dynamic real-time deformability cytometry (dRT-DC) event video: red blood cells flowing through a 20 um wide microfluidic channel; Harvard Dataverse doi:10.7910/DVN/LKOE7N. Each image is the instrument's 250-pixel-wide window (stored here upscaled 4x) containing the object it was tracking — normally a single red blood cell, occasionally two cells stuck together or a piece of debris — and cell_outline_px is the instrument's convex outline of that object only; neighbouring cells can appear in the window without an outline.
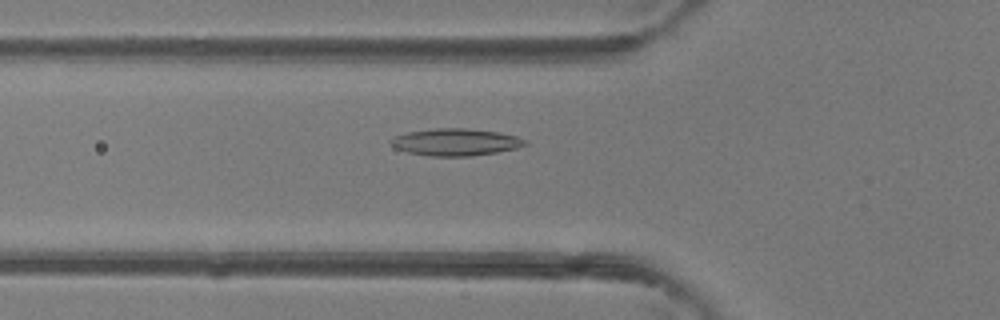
{"species": "common noctule bat (a hibernating species)", "species_latin": "Nyctalus noctula", "temperature_condition": "room temperature", "stored_images_in_passage": 47, "camera_frame_rate_fps": 3000, "um_per_image_px": 0.085, "animal": {"sex": "female"}, "frame": {"image": 1, "passage_image": 17, "time_ms": 5.333, "image_size_px": [1000, 320], "cell_outline_px": [[528, 144], [516, 148], [496, 152], [472, 156], [432, 156], [408, 152], [396, 148], [388, 140], [396, 136], [408, 132], [436, 128], [468, 128], [496, 132], [516, 136], [524, 140]], "centroid_in_image_um": [38.72, 12.08], "position_along_channel_um": 87.1, "area_um2": 20.92}}
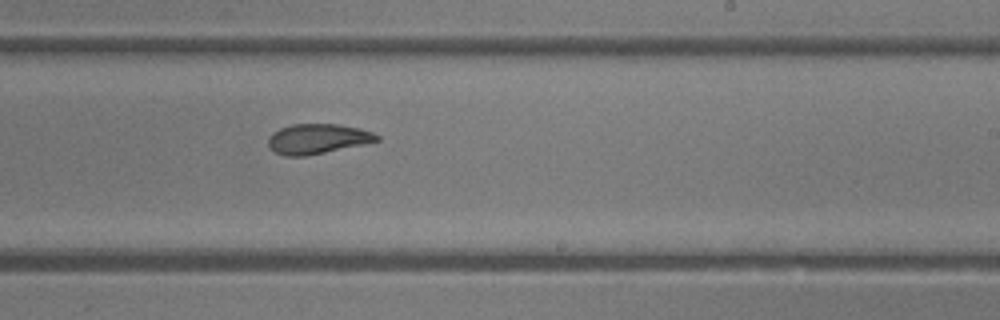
{"frame": {"image": 2, "passage_image": 29, "time_ms": 9.333, "image_size_px": [1000, 320], "cell_outline_px": [[380, 140], [368, 144], [304, 156], [284, 156], [276, 152], [268, 144], [268, 136], [272, 132], [280, 128], [292, 124], [336, 124], [360, 128], [372, 132], [380, 136]], "centroid_in_image_um": [27.02, 11.8], "position_along_channel_um": 262.0, "area_um2": 19.07}}
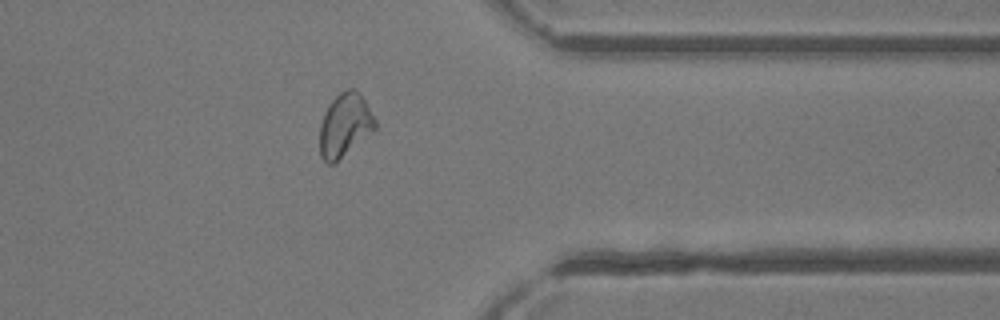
{"frame": {"image": 3, "passage_image": 38, "time_ms": 12.333, "image_size_px": [1000, 320], "cell_outline_px": [[376, 128], [336, 164], [328, 164], [320, 156], [320, 124], [324, 112], [328, 104], [340, 92], [348, 88], [356, 88], [364, 100], [376, 120]], "centroid_in_image_um": [29.29, 10.65], "position_along_channel_um": 382.1, "area_um2": 20.63}, "authors_computed_cell_mechanics": {"area_um2": 20.9236, "velocity_mm_per_s": 4.3623, "shape_relaxation_time_tau1_ms": null, "shape_relaxation_time_tau2_ms": 3.0549, "deformation_change_tau1": null, "deformation_change_tau2": 0.0993}}